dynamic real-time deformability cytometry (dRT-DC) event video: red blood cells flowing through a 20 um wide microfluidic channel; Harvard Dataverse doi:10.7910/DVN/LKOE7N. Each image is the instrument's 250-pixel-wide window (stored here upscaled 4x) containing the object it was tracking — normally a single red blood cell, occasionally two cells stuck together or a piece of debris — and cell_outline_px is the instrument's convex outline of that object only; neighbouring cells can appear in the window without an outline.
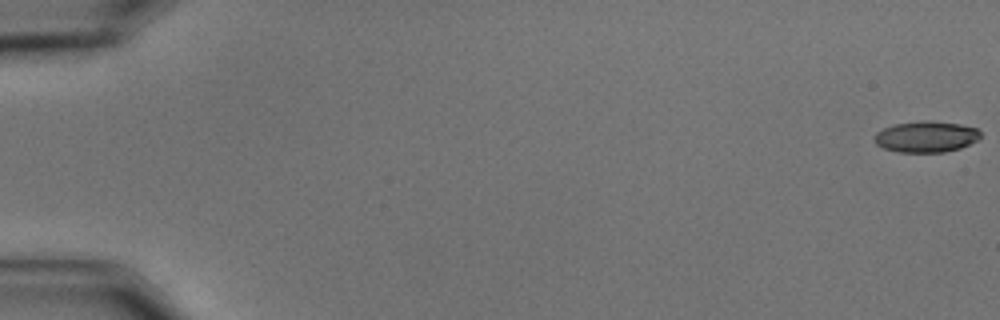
{"species": "common noctule bat (a hibernating species)", "species_latin": "Nyctalus noctula", "temperature_condition": "cold", "stored_images_in_passage": 59, "camera_frame_rate_fps": 3000, "um_per_image_px": 0.085, "animal": {"sex": "male", "body_mass_g": 15.6}, "frame": {"image": 1, "passage_image": 1, "time_ms": 0.0, "image_size_px": [1000, 320], "cell_outline_px": [[980, 136], [976, 140], [960, 148], [944, 152], [896, 152], [884, 148], [876, 144], [872, 136], [876, 132], [884, 128], [896, 124], [924, 120], [928, 120], [960, 124], [976, 128], [980, 132]], "centroid_in_image_um": [78.68, 11.62], "position_along_channel_um": 6.3, "area_um2": 19.19}}
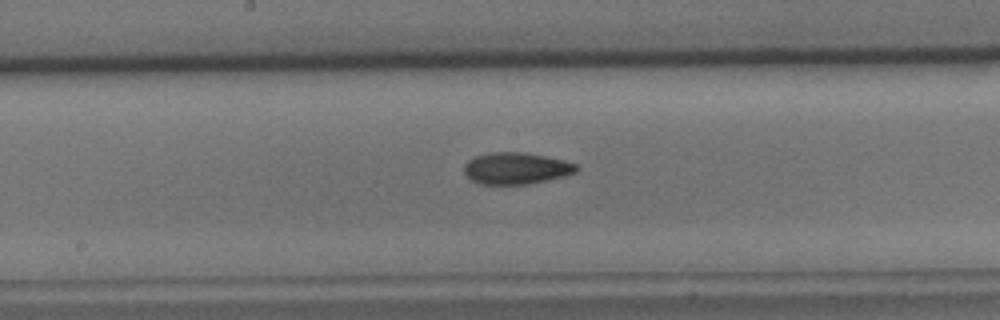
{"frame": {"image": 2, "passage_image": 32, "time_ms": 10.333, "image_size_px": [1000, 320], "cell_outline_px": [[580, 168], [576, 172], [564, 176], [528, 184], [480, 184], [472, 180], [464, 172], [464, 164], [468, 160], [476, 156], [488, 152], [524, 152], [548, 156], [564, 160], [576, 164]], "centroid_in_image_um": [43.88, 14.29], "position_along_channel_um": 204.3, "area_um2": 20.81}}
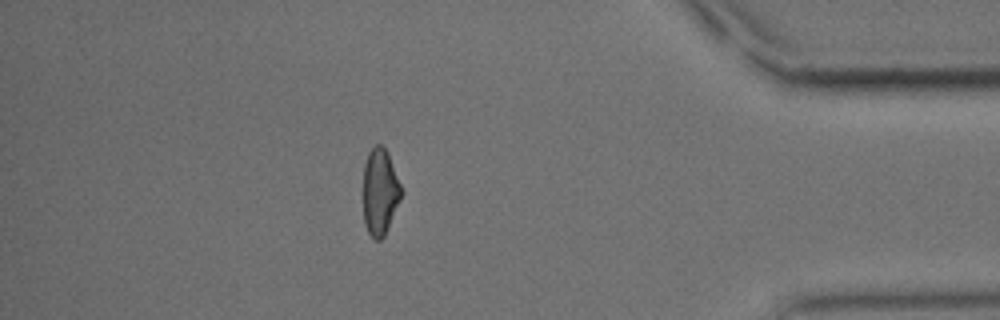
{"frame": {"image": 3, "passage_image": 52, "time_ms": 17.0, "image_size_px": [1000, 320], "cell_outline_px": [[404, 192], [384, 236], [380, 240], [376, 240], [368, 232], [364, 224], [364, 164], [368, 152], [376, 144], [380, 144], [388, 152]], "centroid_in_image_um": [32.32, 16.29], "position_along_channel_um": 402.9, "area_um2": 19.25}, "authors_computed_cell_mechanics": {"area_um2": 20.1722, "velocity_mm_per_s": 3.5009, "shape_relaxation_time_tau1_ms": 8.5801, "shape_relaxation_time_tau2_ms": 5.7548, "deformation_change_tau1": 0.181, "deformation_change_tau2": 0.1347}}